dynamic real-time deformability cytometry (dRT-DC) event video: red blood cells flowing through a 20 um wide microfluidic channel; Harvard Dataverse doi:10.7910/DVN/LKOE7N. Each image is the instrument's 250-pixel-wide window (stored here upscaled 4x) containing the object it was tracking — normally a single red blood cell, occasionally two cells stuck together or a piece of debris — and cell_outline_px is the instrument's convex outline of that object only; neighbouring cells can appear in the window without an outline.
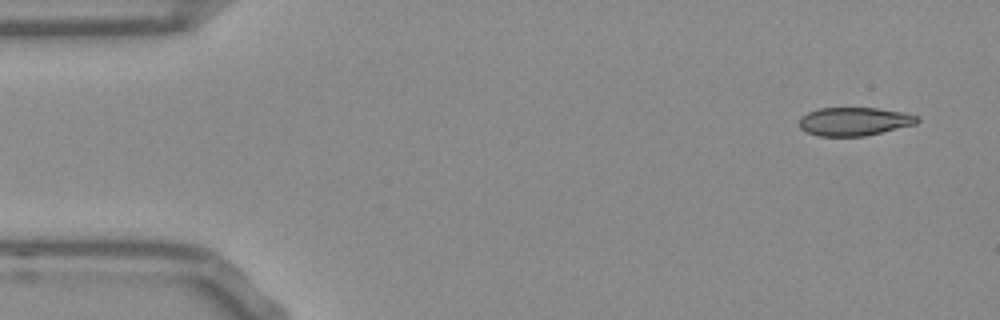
{"species": "Egyptian fruit bat (a non-hibernating species)", "species_latin": "Rousettus aegyptiacus", "temperature_condition": "room temperature", "stored_images_in_passage": 50, "camera_frame_rate_fps": 3000, "um_per_image_px": 0.085, "frame": {"image": 1, "passage_image": 1, "time_ms": 0.0, "image_size_px": [1000, 320], "cell_outline_px": [[920, 120], [916, 124], [864, 136], [820, 136], [808, 132], [800, 128], [800, 116], [808, 112], [820, 108], [876, 108], [904, 112], [916, 116]], "centroid_in_image_um": [72.61, 10.32], "position_along_channel_um": 12.4, "area_um2": 19.36}}
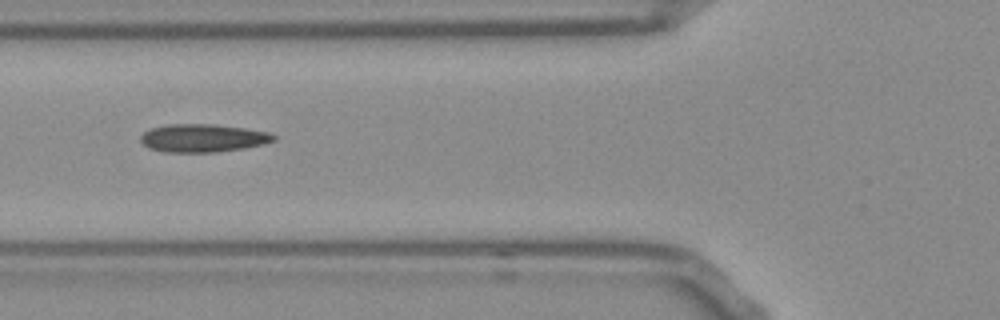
{"frame": {"image": 2, "passage_image": 17, "time_ms": 5.333, "image_size_px": [1000, 320], "cell_outline_px": [[276, 140], [264, 144], [244, 148], [216, 152], [164, 152], [148, 148], [140, 140], [140, 136], [144, 132], [152, 128], [168, 124], [216, 124], [244, 128], [268, 132], [276, 136]], "centroid_in_image_um": [17.25, 11.73], "position_along_channel_um": 108.6, "area_um2": 21.79}}
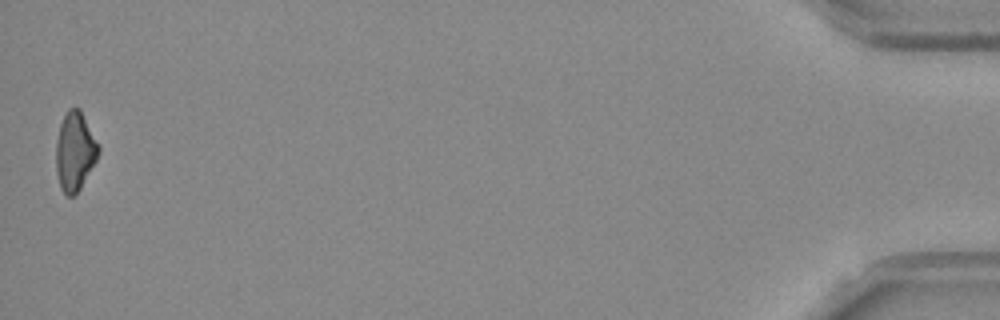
{"frame": {"image": 3, "passage_image": 50, "time_ms": 16.333, "image_size_px": [1000, 320], "cell_outline_px": [[100, 152], [96, 160], [80, 188], [72, 196], [68, 196], [60, 188], [56, 172], [56, 140], [60, 124], [68, 108], [80, 108], [100, 148]], "centroid_in_image_um": [6.35, 12.85], "position_along_channel_um": 428.8, "area_um2": 19.31}, "authors_computed_cell_mechanics": {"area_um2": 20.5768, "velocity_mm_per_s": 3.8223, "shape_relaxation_time_tau1_ms": null, "shape_relaxation_time_tau2_ms": 7.675, "deformation_change_tau1": null, "deformation_change_tau2": 0.1507}}